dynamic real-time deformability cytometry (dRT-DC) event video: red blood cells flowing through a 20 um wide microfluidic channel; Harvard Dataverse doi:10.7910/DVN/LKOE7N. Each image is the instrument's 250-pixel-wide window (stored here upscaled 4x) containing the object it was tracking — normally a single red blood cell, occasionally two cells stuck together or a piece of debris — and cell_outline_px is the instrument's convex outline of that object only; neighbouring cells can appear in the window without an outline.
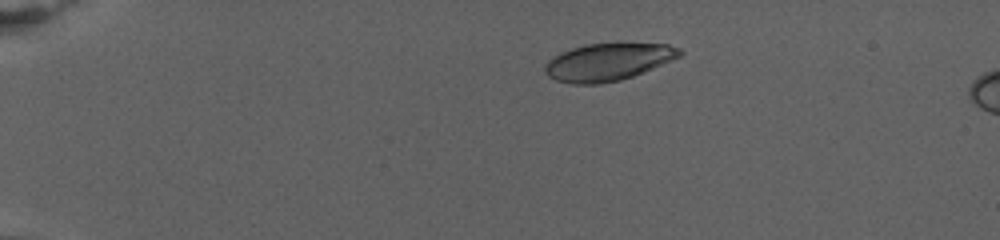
{"species": "human", "species_latin": "Homo sapiens", "temperature_condition": "warm", "stored_images_in_passage": 46, "camera_frame_rate_fps": 3000, "um_per_image_px": 0.085, "donor": {"sex": "female"}, "frame": {"image": 1, "passage_image": 10, "time_ms": 4.667, "image_size_px": [1000, 240], "cell_outline_px": [[684, 52], [680, 56], [672, 60], [632, 76], [620, 80], [600, 84], [572, 84], [556, 80], [548, 76], [544, 72], [544, 68], [548, 60], [560, 52], [584, 44], [668, 44], [680, 48]], "centroid_in_image_um": [51.65, 5.27], "position_along_channel_um": 33.3, "area_um2": 29.13}}
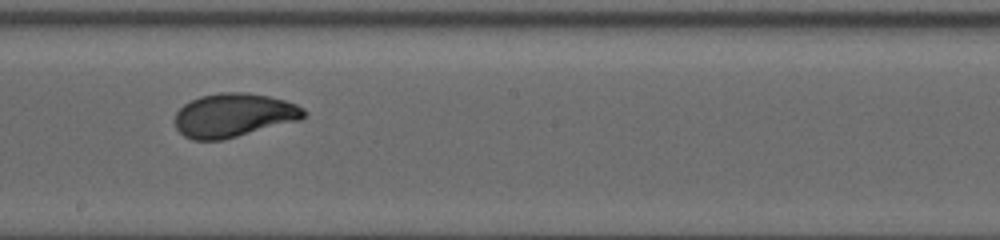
{"frame": {"image": 2, "passage_image": 28, "time_ms": 15.0, "image_size_px": [1000, 240], "cell_outline_px": [[308, 112], [300, 120], [224, 140], [192, 140], [184, 136], [176, 128], [172, 120], [176, 112], [184, 104], [200, 96], [220, 92], [244, 92], [268, 96], [284, 100], [296, 104], [304, 108]], "centroid_in_image_um": [19.84, 9.8], "position_along_channel_um": 228.4, "area_um2": 33.18}}
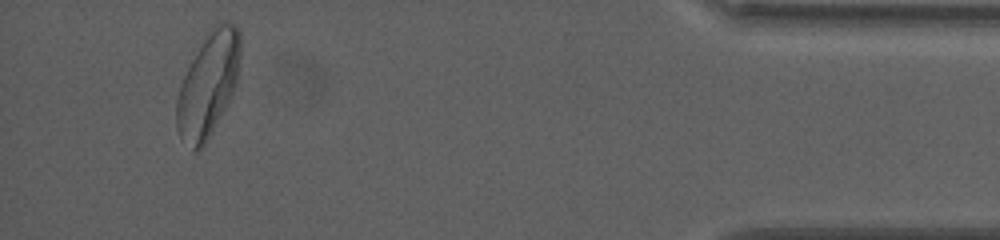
{"frame": {"image": 3, "passage_image": 44, "time_ms": 24.0, "image_size_px": [1000, 240], "cell_outline_px": [[240, 56], [236, 88], [228, 104], [204, 144], [196, 152], [192, 152], [180, 136], [176, 128], [176, 100], [180, 84], [204, 32], [212, 24], [224, 20], [236, 24], [240, 32]], "centroid_in_image_um": [17.7, 7.11], "position_along_channel_um": 417.5, "area_um2": 39.42}, "authors_computed_cell_mechanics": {"area_um2": 32.0501, "velocity_mm_per_s": 2.7087, "shape_relaxation_time_tau1_ms": 4.9553, "shape_relaxation_time_tau2_ms": 1.2034, "deformation_change_tau1": 0.1662, "deformation_change_tau2": 0.0597}}